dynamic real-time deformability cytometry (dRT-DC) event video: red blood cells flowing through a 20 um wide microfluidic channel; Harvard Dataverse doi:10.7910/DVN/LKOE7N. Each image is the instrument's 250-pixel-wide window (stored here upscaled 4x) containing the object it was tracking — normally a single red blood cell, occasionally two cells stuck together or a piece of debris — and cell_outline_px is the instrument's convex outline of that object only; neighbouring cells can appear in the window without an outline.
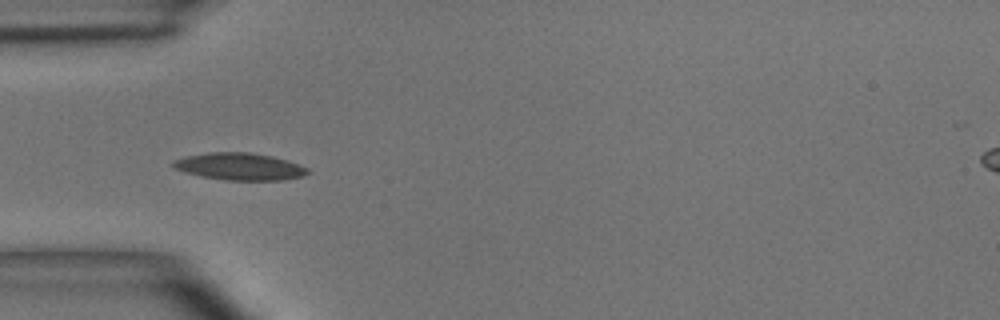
{"species": "common noctule bat (a hibernating species)", "species_latin": "Nyctalus noctula", "temperature_condition": "room temperature", "stored_images_in_passage": 7, "camera_frame_rate_fps": 3000, "um_per_image_px": 0.085, "animal": {"sex": "male", "body_mass_g": 15.6}, "frame": {"image": 1, "passage_image": 4, "time_ms": 3.667, "image_size_px": [1000, 320], "cell_outline_px": [[312, 172], [304, 176], [284, 180], [224, 180], [200, 176], [184, 172], [172, 168], [172, 160], [188, 156], [208, 152], [248, 152], [272, 156], [308, 168]], "centroid_in_image_um": [20.35, 14.16], "position_along_channel_um": 64.7, "area_um2": 21.33}}
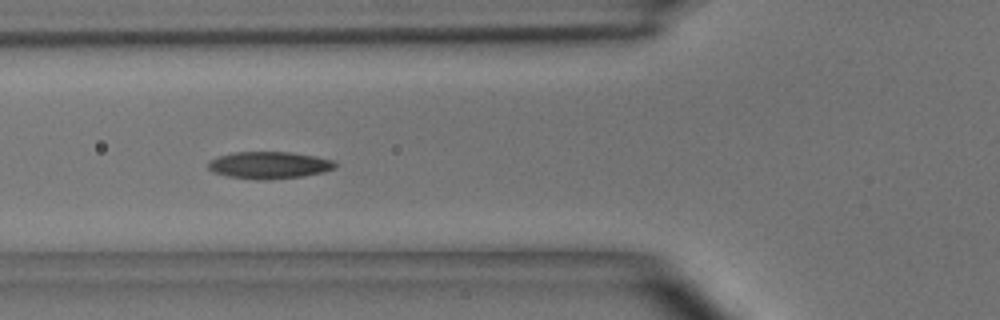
{"frame": {"image": 2, "passage_image": 5, "time_ms": 4.667, "image_size_px": [1000, 320], "cell_outline_px": [[336, 168], [324, 172], [304, 176], [268, 180], [260, 180], [228, 176], [212, 172], [208, 168], [208, 164], [212, 160], [220, 156], [236, 152], [288, 152], [312, 156], [332, 160], [336, 164]], "centroid_in_image_um": [22.89, 14.05], "position_along_channel_um": 102.9, "area_um2": 19.83}}